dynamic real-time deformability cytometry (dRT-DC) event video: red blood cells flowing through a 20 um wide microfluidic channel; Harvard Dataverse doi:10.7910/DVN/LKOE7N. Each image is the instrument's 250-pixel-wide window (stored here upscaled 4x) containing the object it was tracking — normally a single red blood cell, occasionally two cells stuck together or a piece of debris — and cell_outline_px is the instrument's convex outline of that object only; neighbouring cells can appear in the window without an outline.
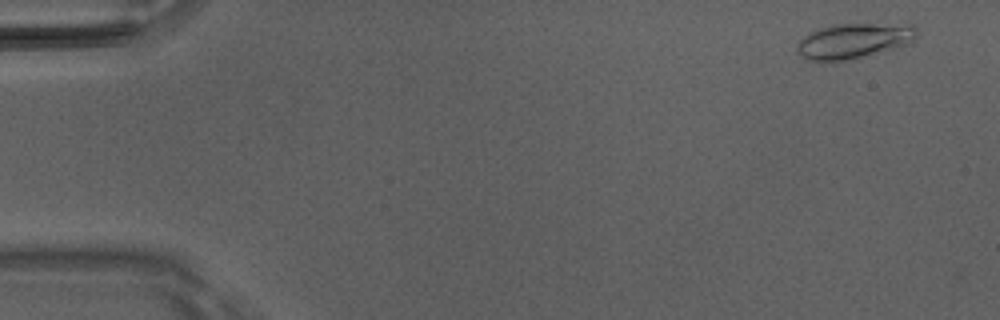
{"species": "Egyptian fruit bat (a non-hibernating species)", "species_latin": "Rousettus aegyptiacus", "temperature_condition": "room temperature", "stored_images_in_passage": 13, "camera_frame_rate_fps": 3000, "um_per_image_px": 0.085, "animal": {"sex": "male"}, "frame": {"image": 1, "passage_image": 3, "time_ms": 0.667, "image_size_px": [1000, 320], "cell_outline_px": [[916, 36], [908, 44], [880, 52], [844, 60], [808, 60], [800, 56], [796, 52], [796, 44], [804, 36], [820, 28], [832, 24], [912, 24], [916, 28]], "centroid_in_image_um": [72.55, 3.46], "position_along_channel_um": 12.5, "area_um2": 24.22}}